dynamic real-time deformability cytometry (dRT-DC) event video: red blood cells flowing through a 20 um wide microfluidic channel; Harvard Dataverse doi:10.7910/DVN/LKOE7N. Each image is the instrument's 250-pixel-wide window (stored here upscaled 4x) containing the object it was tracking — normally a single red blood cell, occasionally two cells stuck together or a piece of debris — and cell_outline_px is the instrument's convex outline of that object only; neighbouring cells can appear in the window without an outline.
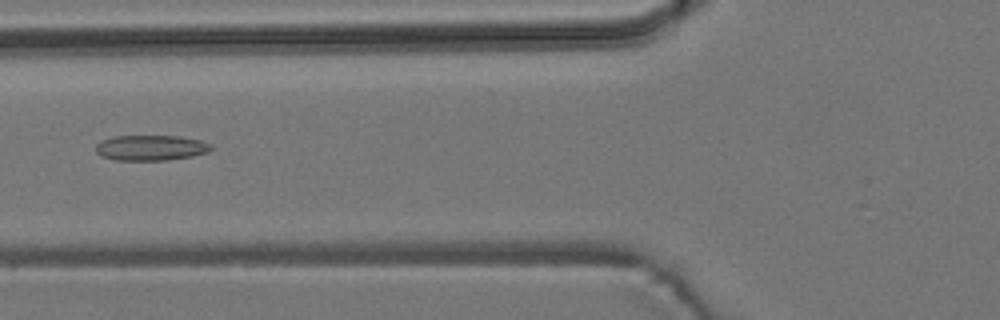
{"species": "common noctule bat (a hibernating species)", "species_latin": "Nyctalus noctula", "temperature_condition": "room temperature", "stored_images_in_passage": 5, "camera_frame_rate_fps": 3000, "um_per_image_px": 0.085, "animal": {"sex": "male", "body_mass_g": 19.2, "forearm_length_mm": 51.8}, "frame": {"image": 1, "passage_image": 2, "time_ms": 1.333, "image_size_px": [1000, 320], "cell_outline_px": [[212, 148], [208, 152], [192, 156], [168, 160], [116, 160], [100, 156], [96, 152], [96, 144], [100, 140], [112, 136], [180, 136], [200, 140], [212, 144]], "centroid_in_image_um": [12.8, 12.56], "position_along_channel_um": 113.0, "area_um2": 17.22}}
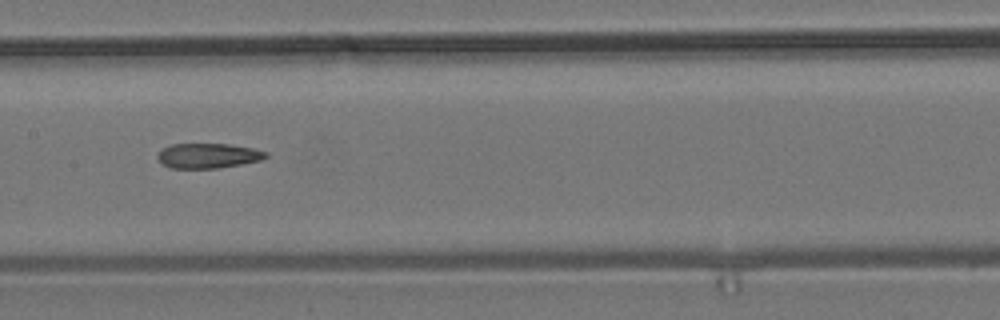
{"frame": {"image": 2, "passage_image": 4, "time_ms": 3.333, "image_size_px": [1000, 320], "cell_outline_px": [[268, 156], [260, 160], [220, 168], [172, 168], [164, 164], [156, 156], [160, 148], [172, 144], [228, 144], [252, 148], [268, 152]], "centroid_in_image_um": [17.67, 13.23], "position_along_channel_um": 189.7, "area_um2": 15.66}}
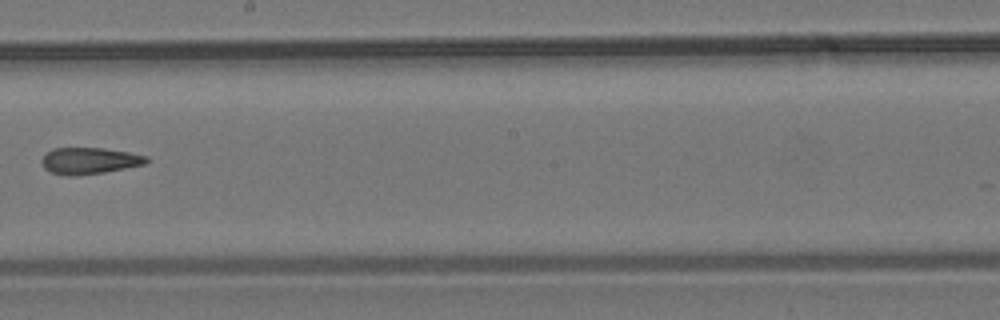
{"frame": {"image": 3, "passage_image": 5, "time_ms": 4.667, "image_size_px": [1000, 320], "cell_outline_px": [[148, 160], [144, 164], [104, 172], [76, 176], [68, 176], [52, 172], [44, 168], [40, 160], [52, 148], [104, 148], [128, 152], [148, 156]], "centroid_in_image_um": [7.58, 13.66], "position_along_channel_um": 240.6, "area_um2": 16.07}}